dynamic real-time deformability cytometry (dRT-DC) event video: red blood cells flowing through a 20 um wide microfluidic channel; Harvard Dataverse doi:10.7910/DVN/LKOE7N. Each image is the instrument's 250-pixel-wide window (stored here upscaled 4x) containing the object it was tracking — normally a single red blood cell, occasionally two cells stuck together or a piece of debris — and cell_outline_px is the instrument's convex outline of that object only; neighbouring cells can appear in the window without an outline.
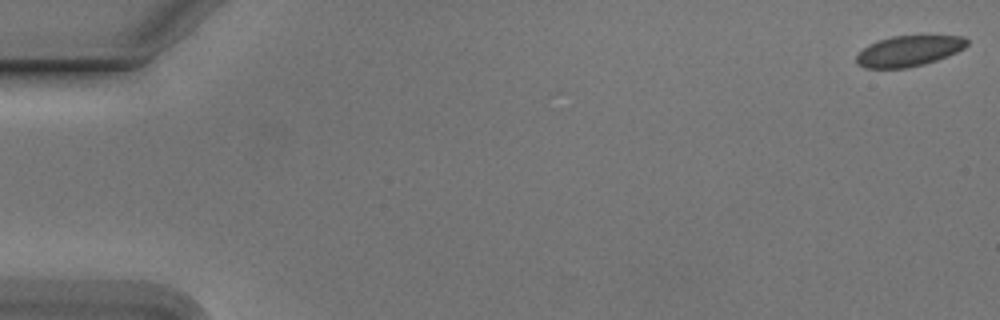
{"species": "Egyptian fruit bat (a non-hibernating species)", "species_latin": "Rousettus aegyptiacus", "temperature_condition": "cold", "stored_images_in_passage": 54, "camera_frame_rate_fps": 3000, "um_per_image_px": 0.085, "animal": {"sex": "male"}, "frame": {"image": 1, "passage_image": 1, "time_ms": 0.0, "image_size_px": [1000, 320], "cell_outline_px": [[968, 44], [964, 48], [948, 56], [924, 64], [908, 68], [864, 68], [856, 64], [856, 56], [868, 44], [892, 36], [964, 36], [968, 40]], "centroid_in_image_um": [77.24, 4.34], "position_along_channel_um": 7.8, "area_um2": 19.71}}
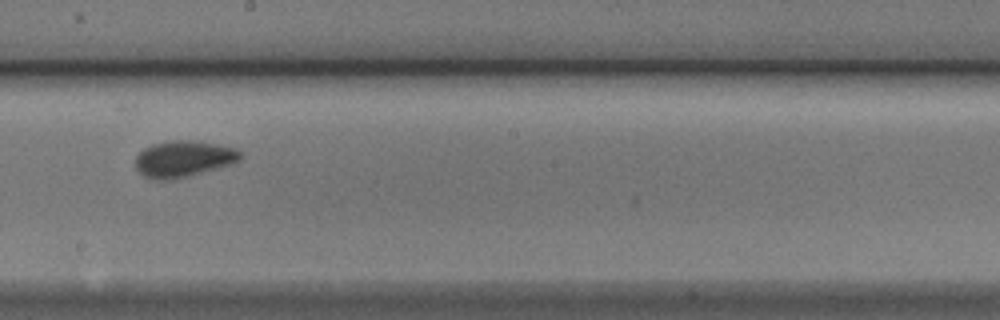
{"frame": {"image": 2, "passage_image": 31, "time_ms": 10.0, "image_size_px": [1000, 320], "cell_outline_px": [[244, 156], [240, 160], [232, 164], [188, 176], [168, 180], [152, 180], [144, 176], [136, 168], [136, 156], [144, 148], [152, 144], [172, 140], [196, 140], [236, 148]], "centroid_in_image_um": [15.61, 13.5], "position_along_channel_um": 232.6, "area_um2": 22.31}}
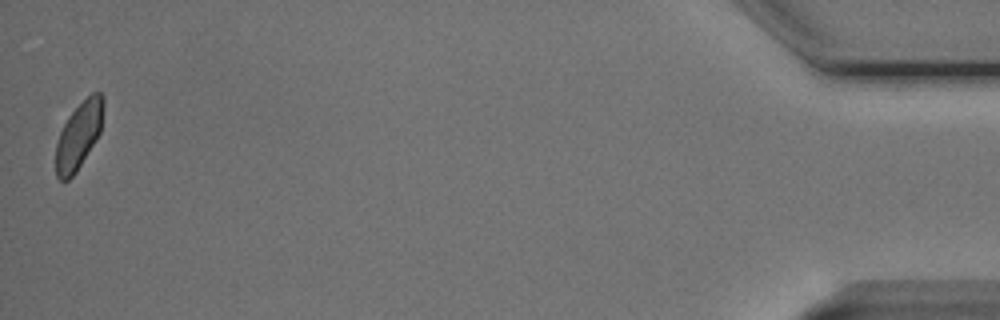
{"frame": {"image": 3, "passage_image": 54, "time_ms": 17.667, "image_size_px": [1000, 320], "cell_outline_px": [[104, 108], [100, 132], [96, 140], [76, 172], [68, 180], [60, 180], [56, 176], [56, 144], [60, 132], [68, 116], [92, 92], [100, 92], [104, 96]], "centroid_in_image_um": [6.71, 11.5], "position_along_channel_um": 428.5, "area_um2": 18.44}, "authors_computed_cell_mechanics": {"area_um2": 20.6924, "velocity_mm_per_s": 3.7761, "shape_relaxation_time_tau1_ms": 1.8686, "shape_relaxation_time_tau2_ms": 0.9965, "deformation_change_tau1": 0.0699, "deformation_change_tau2": 0.0535}}